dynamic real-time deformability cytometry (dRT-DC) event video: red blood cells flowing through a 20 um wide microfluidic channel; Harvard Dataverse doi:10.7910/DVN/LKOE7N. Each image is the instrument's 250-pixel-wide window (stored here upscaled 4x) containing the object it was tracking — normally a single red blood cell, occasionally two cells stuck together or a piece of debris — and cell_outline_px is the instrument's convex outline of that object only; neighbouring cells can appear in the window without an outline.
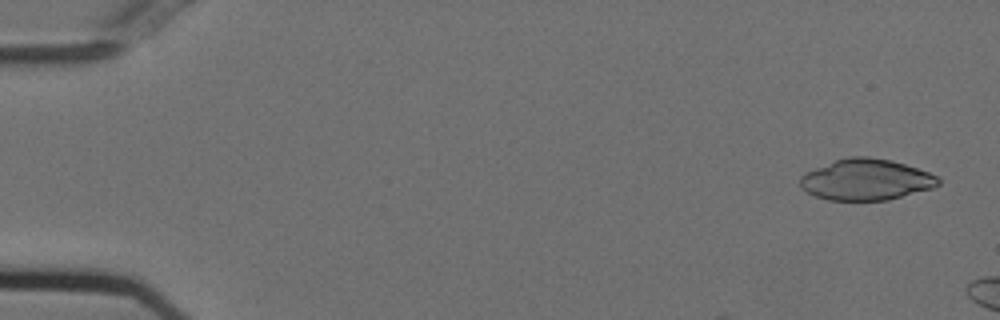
{"species": "Egyptian fruit bat (a non-hibernating species)", "species_latin": "Rousettus aegyptiacus", "temperature_condition": "cold", "stored_images_in_passage": 11, "camera_frame_rate_fps": 3000, "um_per_image_px": 0.085, "animal": {"sex": "female"}, "frame": {"image": 1, "passage_image": 2, "time_ms": 0.333, "image_size_px": [1000, 320], "cell_outline_px": [[940, 184], [932, 188], [888, 200], [828, 200], [816, 196], [800, 188], [800, 176], [816, 168], [836, 160], [852, 156], [868, 156], [892, 160], [928, 172], [936, 176], [940, 180]], "centroid_in_image_um": [73.62, 15.27], "position_along_channel_um": 11.4, "area_um2": 32.83}}